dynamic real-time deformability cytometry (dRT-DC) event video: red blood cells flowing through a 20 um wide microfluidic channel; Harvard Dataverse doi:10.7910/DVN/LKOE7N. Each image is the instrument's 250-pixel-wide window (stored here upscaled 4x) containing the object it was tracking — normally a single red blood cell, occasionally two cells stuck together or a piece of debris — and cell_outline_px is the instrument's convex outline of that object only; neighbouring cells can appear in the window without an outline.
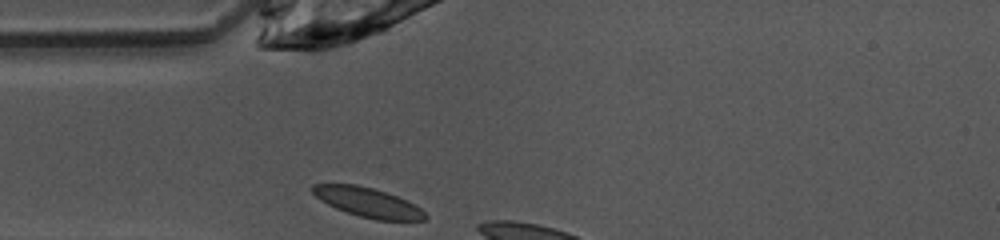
{"species": "common noctule bat (a hibernating species)", "species_latin": "Nyctalus noctula", "temperature_condition": "warm", "stored_images_in_passage": 3, "camera_frame_rate_fps": 3000, "um_per_image_px": 0.085, "animal": {"sex": "female", "body_mass_g": 10.0, "forearm_length_mm": 53.1}, "frame": {"image": 1, "passage_image": 1, "time_ms": 0.0, "image_size_px": [1000, 240], "cell_outline_px": [[428, 216], [424, 220], [376, 220], [360, 216], [336, 208], [320, 200], [308, 188], [312, 184], [356, 184], [372, 188], [396, 196], [420, 208]], "centroid_in_image_um": [31.21, 17.19], "position_along_channel_um": 53.8, "area_um2": 19.02}}